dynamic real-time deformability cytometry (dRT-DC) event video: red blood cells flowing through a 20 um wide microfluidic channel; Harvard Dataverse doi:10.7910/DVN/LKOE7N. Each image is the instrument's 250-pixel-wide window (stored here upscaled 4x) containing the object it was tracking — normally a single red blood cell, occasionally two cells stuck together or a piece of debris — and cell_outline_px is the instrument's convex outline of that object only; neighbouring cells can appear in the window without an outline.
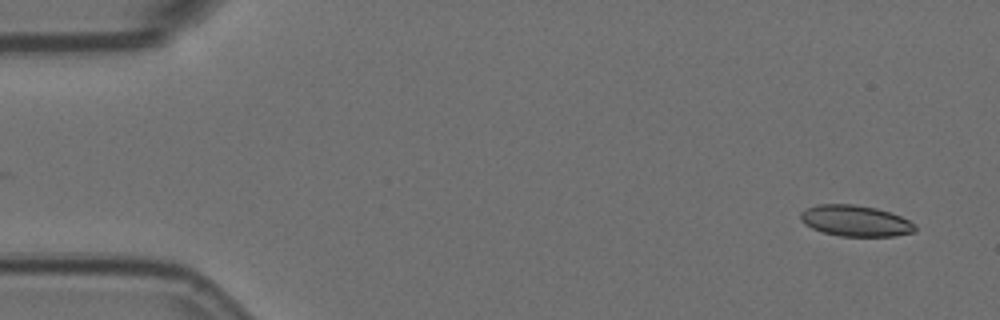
{"species": "Egyptian fruit bat (a non-hibernating species)", "species_latin": "Rousettus aegyptiacus", "temperature_condition": "room temperature", "stored_images_in_passage": 2, "camera_frame_rate_fps": 3000, "um_per_image_px": 0.085, "animal": {"sex": "female"}, "frame": {"image": 1, "passage_image": 2, "time_ms": 0.333, "image_size_px": [1000, 320], "cell_outline_px": [[916, 232], [896, 236], [840, 236], [824, 232], [812, 228], [804, 224], [800, 220], [800, 212], [804, 208], [816, 204], [852, 204], [876, 208], [892, 212], [916, 224]], "centroid_in_image_um": [72.71, 18.76], "position_along_channel_um": 12.3, "area_um2": 20.98}}